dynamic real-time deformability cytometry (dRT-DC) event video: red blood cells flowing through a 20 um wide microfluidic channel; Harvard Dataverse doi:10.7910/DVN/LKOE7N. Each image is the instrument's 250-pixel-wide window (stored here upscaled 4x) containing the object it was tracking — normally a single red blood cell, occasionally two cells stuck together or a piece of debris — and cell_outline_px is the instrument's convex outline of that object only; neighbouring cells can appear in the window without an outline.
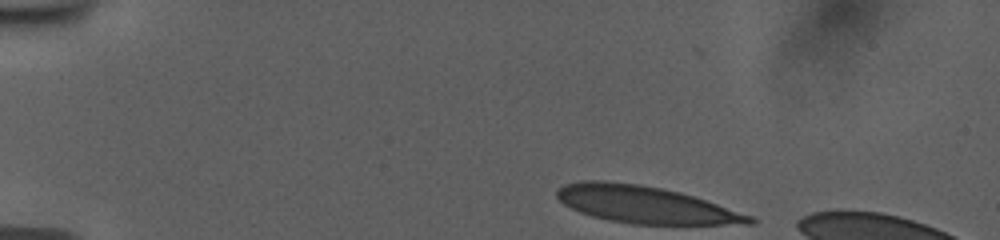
{"species": "human", "species_latin": "Homo sapiens", "temperature_condition": "room temperature", "stored_images_in_passage": 40, "camera_frame_rate_fps": 3000, "um_per_image_px": 0.085, "donor": {"sex": "female"}, "frame": {"image": 1, "passage_image": 1, "time_ms": 0.0, "image_size_px": [1000, 240], "cell_outline_px": [[756, 224], [632, 224], [608, 220], [592, 216], [580, 212], [564, 204], [556, 196], [556, 192], [564, 184], [580, 180], [604, 180], [640, 184], [680, 192], [752, 216], [756, 220]], "centroid_in_image_um": [54.8, 17.39], "position_along_channel_um": 30.2, "area_um2": 41.33}}
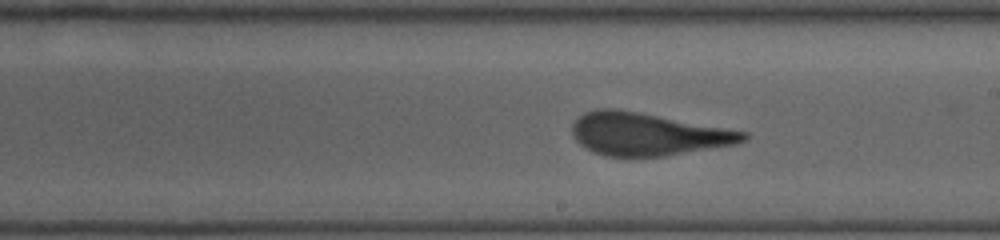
{"frame": {"image": 2, "passage_image": 24, "time_ms": 7.667, "image_size_px": [1000, 240], "cell_outline_px": [[748, 136], [740, 144], [664, 156], [604, 156], [592, 152], [584, 148], [572, 136], [572, 124], [584, 112], [596, 108], [616, 108], [748, 132]], "centroid_in_image_um": [55.02, 11.4], "position_along_channel_um": 234.0, "area_um2": 42.6}}
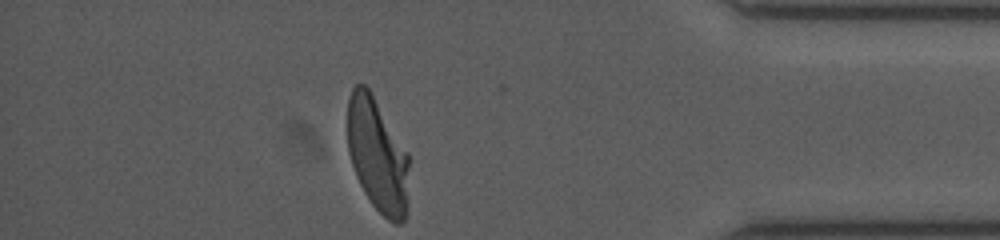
{"frame": {"image": 3, "passage_image": 40, "time_ms": 13.0, "image_size_px": [1000, 240], "cell_outline_px": [[408, 204], [404, 220], [400, 224], [392, 224], [372, 204], [364, 192], [356, 176], [348, 152], [348, 100], [352, 88], [356, 84], [364, 84], [368, 88], [408, 152]], "centroid_in_image_um": [32.09, 13.22], "position_along_channel_um": 403.1, "area_um2": 40.75}, "authors_computed_cell_mechanics": {"area_um2": 42.772, "velocity_mm_per_s": 3.7379, "shape_relaxation_time_tau1_ms": 7.5973, "shape_relaxation_time_tau2_ms": 0.9047, "deformation_change_tau1": 0.2671, "deformation_change_tau2": 0.0789}}